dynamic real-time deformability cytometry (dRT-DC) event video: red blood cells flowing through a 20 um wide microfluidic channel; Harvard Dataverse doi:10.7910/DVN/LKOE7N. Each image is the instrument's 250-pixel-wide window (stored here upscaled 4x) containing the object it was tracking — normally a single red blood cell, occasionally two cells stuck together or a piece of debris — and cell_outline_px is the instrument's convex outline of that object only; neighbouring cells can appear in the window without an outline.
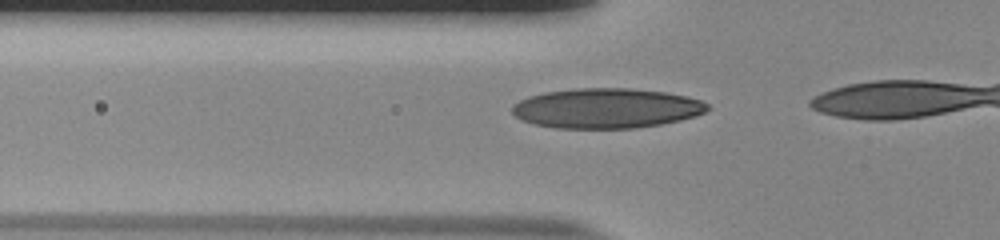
{"species": "human", "species_latin": "Homo sapiens", "temperature_condition": "room temperature", "stored_images_in_passage": 5, "camera_frame_rate_fps": 3000, "um_per_image_px": 0.085, "donor": {"sex": "male"}, "frame": {"image": 1, "passage_image": 2, "time_ms": 0.333, "image_size_px": [1000, 240], "cell_outline_px": [[712, 108], [696, 116], [680, 120], [660, 124], [636, 128], [552, 128], [520, 120], [512, 112], [512, 104], [528, 96], [544, 92], [576, 88], [632, 88], [664, 92], [688, 96], [700, 100], [708, 104]], "centroid_in_image_um": [51.54, 9.2], "position_along_channel_um": 74.3, "area_um2": 45.72}}